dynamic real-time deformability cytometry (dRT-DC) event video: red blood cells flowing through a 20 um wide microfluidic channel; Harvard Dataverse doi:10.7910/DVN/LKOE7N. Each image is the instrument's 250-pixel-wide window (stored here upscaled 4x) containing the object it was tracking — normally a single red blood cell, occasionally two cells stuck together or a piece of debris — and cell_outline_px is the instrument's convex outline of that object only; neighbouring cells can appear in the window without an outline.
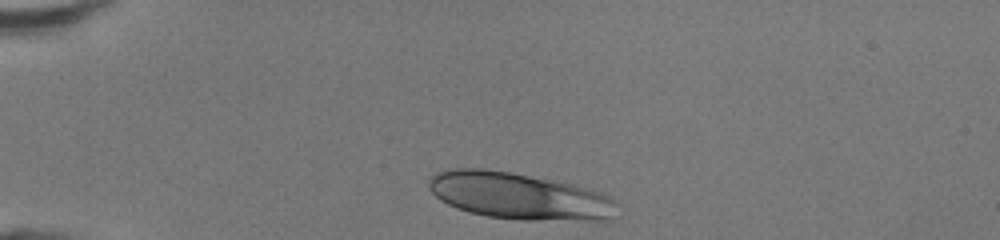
{"species": "human", "species_latin": "Homo sapiens", "temperature_condition": "room temperature", "stored_images_in_passage": 30, "camera_frame_rate_fps": 3000, "um_per_image_px": 0.085, "donor": {"sex": "female"}, "frame": {"image": 1, "passage_image": 1, "time_ms": 0.0, "image_size_px": [1000, 240], "cell_outline_px": [[620, 204], [612, 220], [520, 220], [488, 216], [468, 212], [456, 208], [440, 200], [428, 188], [428, 180], [436, 172], [456, 168], [480, 168], [508, 172], [572, 184], [600, 192], [608, 196]], "centroid_in_image_um": [44.14, 16.68], "position_along_channel_um": 40.9, "area_um2": 51.27}}
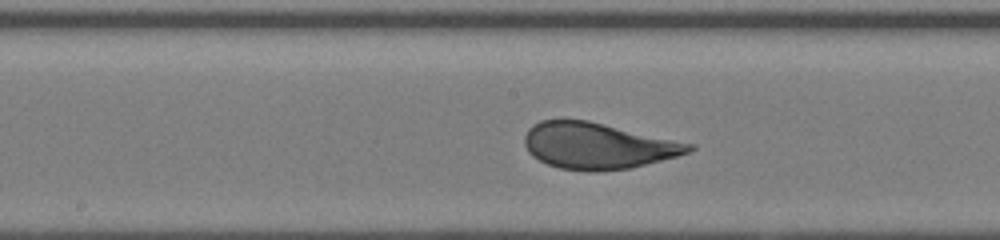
{"frame": {"image": 2, "passage_image": 15, "time_ms": 4.667, "image_size_px": [1000, 240], "cell_outline_px": [[696, 148], [688, 152], [676, 156], [632, 168], [600, 172], [588, 172], [560, 168], [548, 164], [532, 156], [528, 152], [524, 144], [524, 136], [528, 128], [532, 124], [540, 120], [588, 120], [696, 144]], "centroid_in_image_um": [50.81, 12.4], "position_along_channel_um": 197.4, "area_um2": 44.62}}
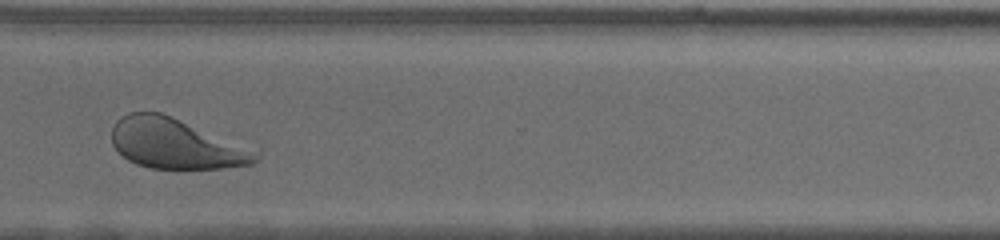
{"frame": {"image": 3, "passage_image": 26, "time_ms": 8.333, "image_size_px": [1000, 240], "cell_outline_px": [[260, 148], [256, 164], [224, 168], [148, 168], [136, 164], [128, 160], [112, 144], [112, 128], [116, 120], [120, 116], [128, 112], [160, 112]], "centroid_in_image_um": [15.05, 12.2], "position_along_channel_um": 355.6, "area_um2": 43.06}, "authors_computed_cell_mechanics": {"area_um2": 44.2459, "velocity_mm_per_s": 4.316, "shape_relaxation_time_tau1_ms": 2.8193, "shape_relaxation_time_tau2_ms": null, "deformation_change_tau1": 0.159, "deformation_change_tau2": null}}